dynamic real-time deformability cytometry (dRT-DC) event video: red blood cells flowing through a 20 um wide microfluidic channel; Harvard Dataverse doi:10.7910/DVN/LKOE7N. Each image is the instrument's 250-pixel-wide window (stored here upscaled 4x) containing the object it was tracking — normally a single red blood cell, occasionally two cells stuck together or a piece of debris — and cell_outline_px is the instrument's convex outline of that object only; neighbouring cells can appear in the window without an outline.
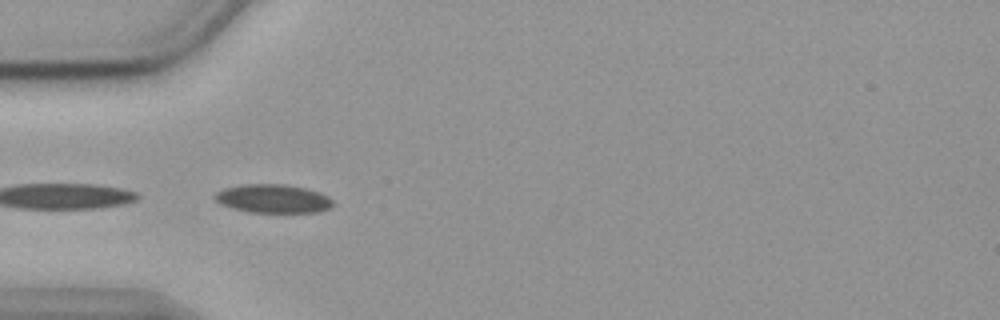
{"species": "common noctule bat (a hibernating species)", "species_latin": "Nyctalus noctula", "temperature_condition": "cold", "stored_images_in_passage": 30, "camera_frame_rate_fps": 3000, "um_per_image_px": 0.085, "animal": {"sex": "female", "body_mass_g": 19.9}, "frame": {"image": 1, "passage_image": 5, "time_ms": 1.333, "image_size_px": [1000, 320], "cell_outline_px": [[332, 208], [320, 212], [248, 212], [232, 208], [220, 204], [212, 196], [216, 192], [224, 188], [244, 184], [284, 184], [304, 188], [320, 192], [328, 196], [332, 200]], "centroid_in_image_um": [23.2, 16.89], "position_along_channel_um": 61.8, "area_um2": 19.77}}